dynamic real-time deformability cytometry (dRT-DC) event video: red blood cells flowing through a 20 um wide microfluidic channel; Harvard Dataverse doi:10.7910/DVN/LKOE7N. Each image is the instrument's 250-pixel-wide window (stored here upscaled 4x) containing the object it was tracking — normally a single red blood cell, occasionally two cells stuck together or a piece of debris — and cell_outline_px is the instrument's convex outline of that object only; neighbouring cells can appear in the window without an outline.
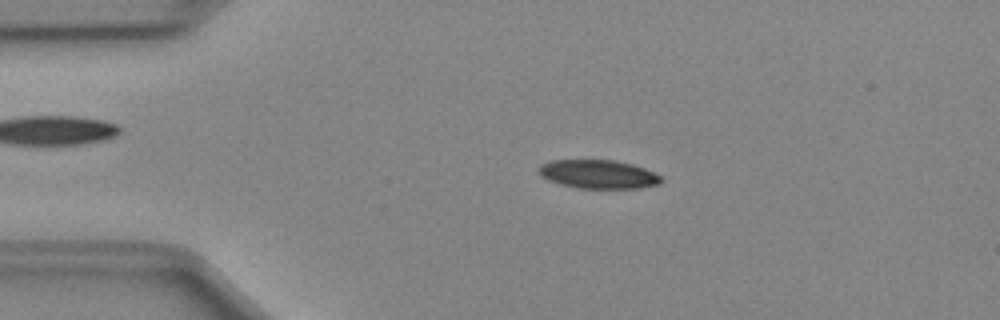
{"species": "Egyptian fruit bat (a non-hibernating species)", "species_latin": "Rousettus aegyptiacus", "temperature_condition": "cold", "stored_images_in_passage": 49, "camera_frame_rate_fps": 3000, "um_per_image_px": 0.085, "animal": {"sex": "female"}, "frame": {"image": 1, "passage_image": 9, "time_ms": 2.667, "image_size_px": [1000, 320], "cell_outline_px": [[664, 180], [660, 184], [636, 188], [576, 188], [560, 184], [548, 180], [540, 176], [540, 164], [552, 160], [616, 160], [632, 164], [644, 168], [660, 176]], "centroid_in_image_um": [50.85, 14.81], "position_along_channel_um": 34.2, "area_um2": 20.4}}
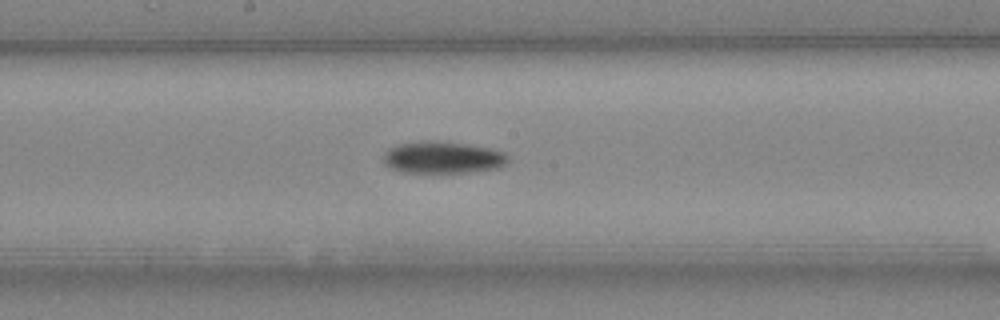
{"frame": {"image": 2, "passage_image": 25, "time_ms": 8.0, "image_size_px": [1000, 320], "cell_outline_px": [[508, 160], [504, 164], [496, 168], [468, 172], [400, 172], [388, 168], [384, 164], [384, 152], [388, 148], [396, 144], [420, 140], [428, 140], [468, 144], [492, 148], [504, 152], [508, 156]], "centroid_in_image_um": [37.57, 13.37], "position_along_channel_um": 210.6, "area_um2": 23.41}}
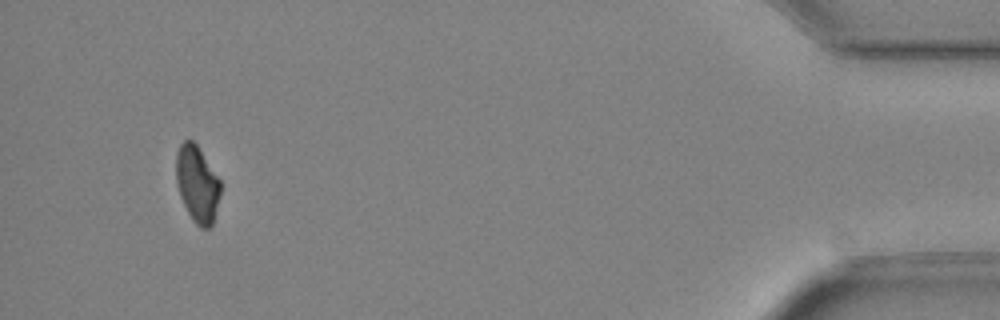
{"frame": {"image": 3, "passage_image": 46, "time_ms": 15.0, "image_size_px": [1000, 320], "cell_outline_px": [[220, 196], [212, 224], [208, 228], [200, 228], [192, 220], [180, 196], [176, 184], [176, 152], [180, 144], [184, 140], [192, 140], [196, 144], [220, 180]], "centroid_in_image_um": [16.75, 15.64], "position_along_channel_um": 418.5, "area_um2": 19.65}, "authors_computed_cell_mechanics": {"area_um2": 21.5016, "velocity_mm_per_s": 4.0411, "shape_relaxation_time_tau1_ms": 3.734, "shape_relaxation_time_tau2_ms": null, "deformation_change_tau1": 0.1075, "deformation_change_tau2": null}}